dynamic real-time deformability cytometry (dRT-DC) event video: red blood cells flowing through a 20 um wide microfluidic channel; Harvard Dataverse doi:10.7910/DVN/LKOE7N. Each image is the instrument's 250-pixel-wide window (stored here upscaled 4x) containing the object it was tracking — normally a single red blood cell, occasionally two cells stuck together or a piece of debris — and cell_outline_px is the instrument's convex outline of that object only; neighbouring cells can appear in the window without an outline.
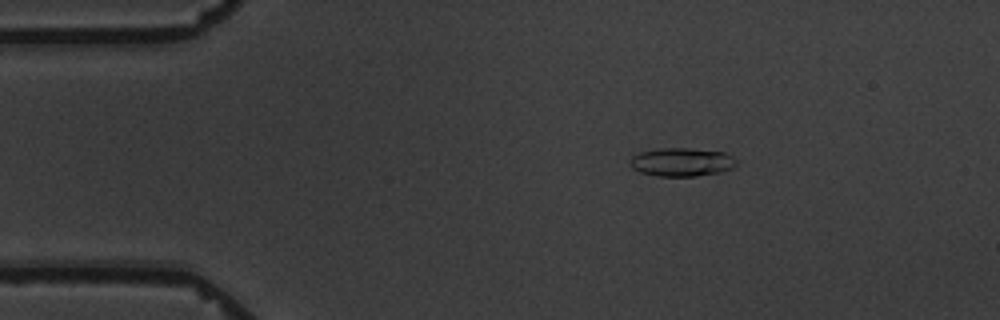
{"species": "common noctule bat (a hibernating species)", "species_latin": "Nyctalus noctula", "temperature_condition": "warm", "stored_images_in_passage": 4, "camera_frame_rate_fps": 3000, "um_per_image_px": 0.085, "animal": {"sex": "male", "body_mass_g": 19.5, "forearm_length_mm": 54.6}, "frame": {"image": 1, "passage_image": 3, "time_ms": 2.333, "image_size_px": [1000, 320], "cell_outline_px": [[736, 164], [732, 168], [720, 172], [696, 176], [656, 176], [640, 172], [632, 168], [628, 164], [632, 156], [636, 152], [660, 148], [688, 148], [724, 152], [732, 156], [736, 160]], "centroid_in_image_um": [57.89, 13.77], "position_along_channel_um": 27.1, "area_um2": 17.8}}